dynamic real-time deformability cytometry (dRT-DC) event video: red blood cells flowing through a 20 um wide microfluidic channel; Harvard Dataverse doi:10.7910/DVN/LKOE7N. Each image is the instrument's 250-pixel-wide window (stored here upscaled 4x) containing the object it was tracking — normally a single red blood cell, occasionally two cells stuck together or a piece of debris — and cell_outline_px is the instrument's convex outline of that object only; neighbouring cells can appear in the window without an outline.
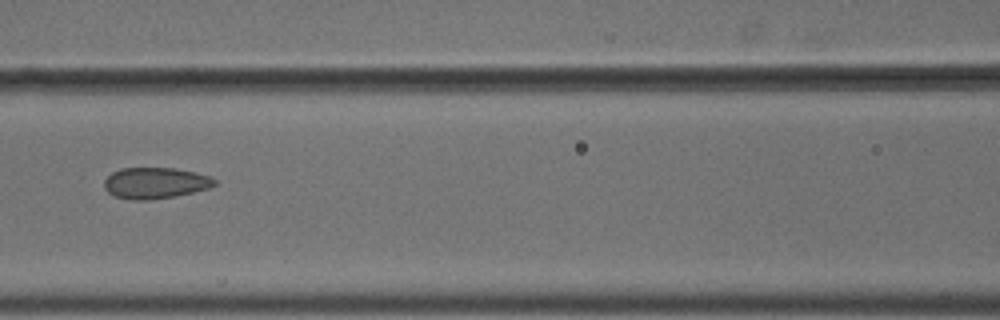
{"species": "common noctule bat (a hibernating species)", "species_latin": "Nyctalus noctula", "temperature_condition": "cold", "stored_images_in_passage": 5, "camera_frame_rate_fps": 3000, "um_per_image_px": 0.085, "animal": {"sex": "male", "body_mass_g": 18.8}, "frame": {"image": 1, "passage_image": 4, "time_ms": 1.0, "image_size_px": [1000, 320], "cell_outline_px": [[216, 184], [208, 188], [192, 192], [172, 196], [148, 200], [132, 200], [112, 196], [104, 188], [104, 180], [112, 172], [120, 168], [176, 168], [208, 176], [216, 180]], "centroid_in_image_um": [13.13, 15.55], "position_along_channel_um": 153.5, "area_um2": 19.88}}
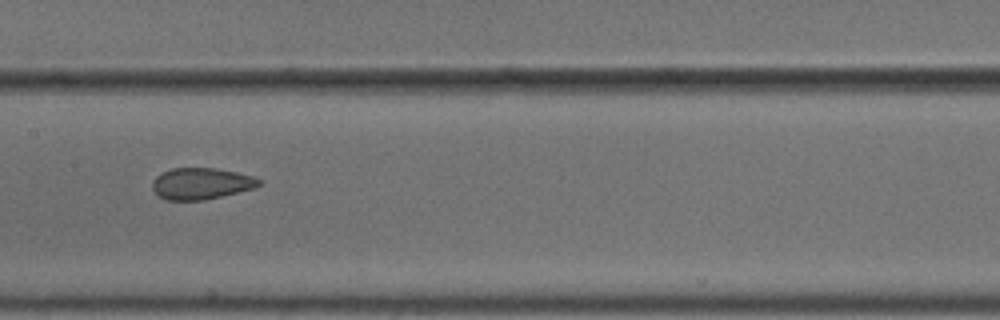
{"frame": {"image": 2, "passage_image": 5, "time_ms": 1.333, "image_size_px": [1000, 320], "cell_outline_px": [[260, 184], [256, 188], [204, 200], [164, 200], [152, 188], [152, 180], [156, 176], [172, 168], [216, 168], [236, 172], [252, 176], [260, 180]], "centroid_in_image_um": [17.09, 15.6], "position_along_channel_um": 190.3, "area_um2": 19.48}}